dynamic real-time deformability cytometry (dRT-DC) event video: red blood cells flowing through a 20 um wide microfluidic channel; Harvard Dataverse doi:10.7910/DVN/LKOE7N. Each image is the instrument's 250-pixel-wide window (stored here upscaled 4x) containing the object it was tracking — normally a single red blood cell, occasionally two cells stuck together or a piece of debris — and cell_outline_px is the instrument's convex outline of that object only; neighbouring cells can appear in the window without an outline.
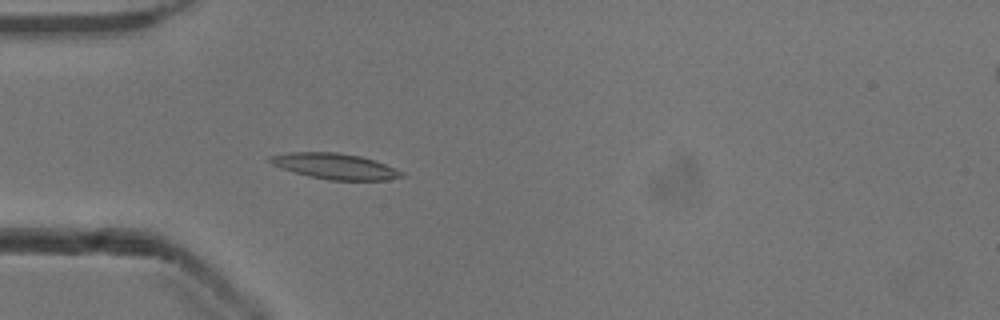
{"species": "common noctule bat (a hibernating species)", "species_latin": "Nyctalus noctula", "temperature_condition": "cold", "stored_images_in_passage": 49, "camera_frame_rate_fps": 3000, "um_per_image_px": 0.085, "animal": {"sex": "male", "body_mass_g": 13.3}, "frame": {"image": 1, "passage_image": 12, "time_ms": 3.667, "image_size_px": [1000, 320], "cell_outline_px": [[408, 176], [388, 180], [328, 180], [308, 176], [272, 164], [268, 160], [268, 156], [292, 152], [336, 152], [360, 156], [384, 164], [404, 172]], "centroid_in_image_um": [28.51, 14.14], "position_along_channel_um": 56.5, "area_um2": 19.59}}
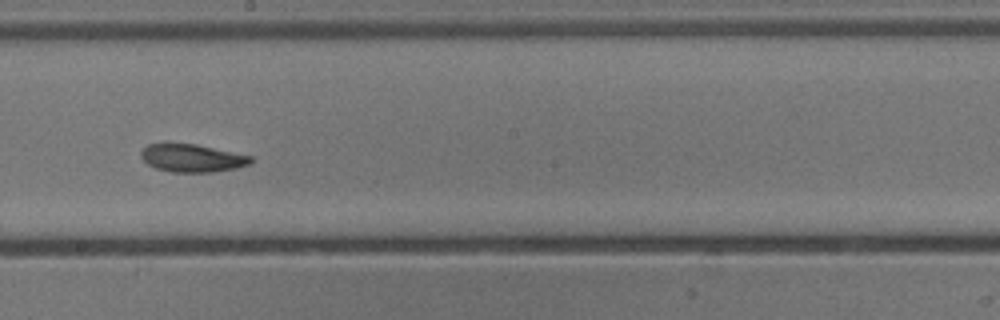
{"frame": {"image": 2, "passage_image": 26, "time_ms": 8.333, "image_size_px": [1000, 320], "cell_outline_px": [[252, 164], [236, 168], [212, 172], [172, 172], [156, 168], [148, 164], [140, 156], [140, 152], [148, 144], [164, 140], [168, 140], [196, 144], [252, 156]], "centroid_in_image_um": [16.28, 13.39], "position_along_channel_um": 231.9, "area_um2": 18.44}}
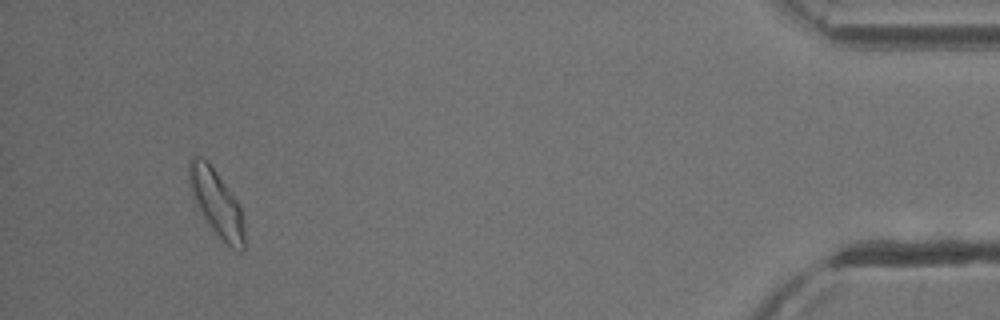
{"frame": {"image": 3, "passage_image": 46, "time_ms": 15.0, "image_size_px": [1000, 320], "cell_outline_px": [[244, 252], [236, 252], [204, 220], [192, 196], [188, 180], [188, 160], [192, 156], [200, 156], [216, 172], [240, 204], [244, 232]], "centroid_in_image_um": [18.38, 17.25], "position_along_channel_um": 416.8, "area_um2": 21.15}, "authors_computed_cell_mechanics": {"area_um2": 18.9584, "velocity_mm_per_s": 3.8683, "shape_relaxation_time_tau1_ms": 2.7018, "shape_relaxation_time_tau2_ms": 3.6779, "deformation_change_tau1": 0.1116, "deformation_change_tau2": 0.0934}}